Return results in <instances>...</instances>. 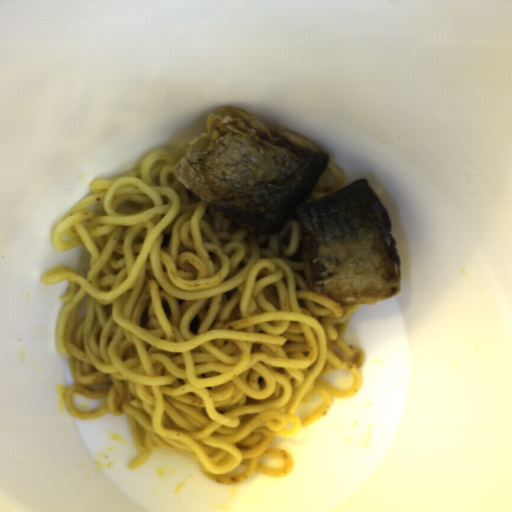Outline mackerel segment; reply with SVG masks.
I'll return each mask as SVG.
<instances>
[{
    "label": "mackerel segment",
    "mask_w": 512,
    "mask_h": 512,
    "mask_svg": "<svg viewBox=\"0 0 512 512\" xmlns=\"http://www.w3.org/2000/svg\"><path fill=\"white\" fill-rule=\"evenodd\" d=\"M318 144L225 106L175 157L172 172L223 217L255 235L298 220L308 289L341 304L390 300L401 287L386 206L364 177L308 202L329 164Z\"/></svg>",
    "instance_id": "14911b7f"
}]
</instances>
